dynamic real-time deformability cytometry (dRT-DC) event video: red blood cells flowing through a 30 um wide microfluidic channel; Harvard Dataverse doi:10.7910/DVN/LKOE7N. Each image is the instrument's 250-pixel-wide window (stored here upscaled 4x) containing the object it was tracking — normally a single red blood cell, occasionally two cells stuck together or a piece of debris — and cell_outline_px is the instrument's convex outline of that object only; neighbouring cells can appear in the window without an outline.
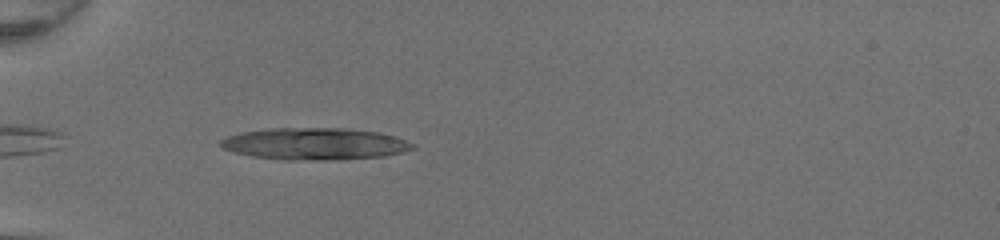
{"species": "common noctule bat (a hibernating species)", "species_latin": "Nyctalus noctula", "temperature_condition": "room temperature", "stored_images_in_passage": 35, "camera_frame_rate_fps": 3000, "um_per_image_px": 0.085, "animal": {"sex": "female", "body_mass_g": 20.0, "forearm_length_mm": 54.0}, "frame": {"image": 1, "passage_image": 2, "time_ms": 0.333, "image_size_px": [1000, 240], "cell_outline_px": [[416, 148], [404, 152], [384, 156], [340, 160], [284, 160], [252, 156], [236, 152], [224, 148], [220, 144], [220, 140], [228, 136], [240, 132], [268, 128], [348, 128], [380, 132], [396, 136], [412, 144]], "centroid_in_image_um": [26.78, 12.22], "position_along_channel_um": 58.2, "area_um2": 35.95}}
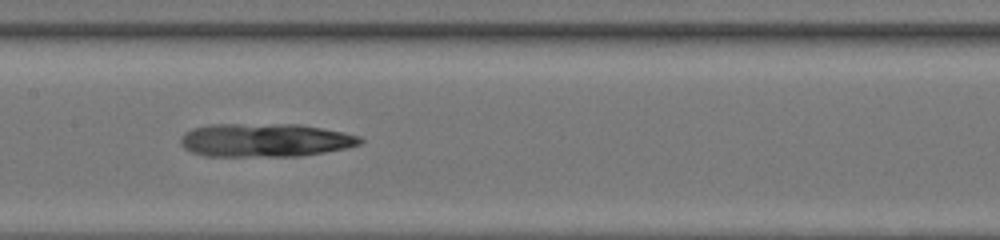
{"frame": {"image": 2, "passage_image": 12, "time_ms": 3.667, "image_size_px": [1000, 240], "cell_outline_px": [[364, 140], [360, 144], [344, 148], [324, 152], [300, 156], [204, 156], [192, 152], [184, 148], [180, 144], [180, 136], [184, 132], [192, 128], [208, 124], [300, 124], [344, 132], [360, 136]], "centroid_in_image_um": [22.49, 11.9], "position_along_channel_um": 184.9, "area_um2": 35.26}}
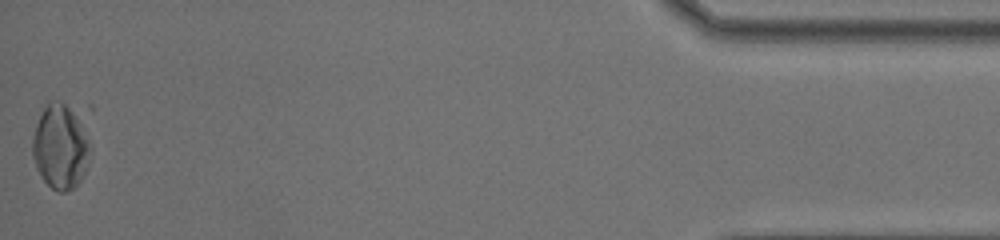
{"frame": {"image": 3, "passage_image": 35, "time_ms": 11.333, "image_size_px": [1000, 240], "cell_outline_px": [[92, 148], [84, 172], [80, 180], [72, 188], [64, 192], [60, 192], [52, 188], [40, 176], [36, 168], [32, 156], [32, 136], [36, 124], [48, 100], [56, 100], [92, 104]], "centroid_in_image_um": [5.34, 12.16], "position_along_channel_um": 429.9, "area_um2": 32.14}}